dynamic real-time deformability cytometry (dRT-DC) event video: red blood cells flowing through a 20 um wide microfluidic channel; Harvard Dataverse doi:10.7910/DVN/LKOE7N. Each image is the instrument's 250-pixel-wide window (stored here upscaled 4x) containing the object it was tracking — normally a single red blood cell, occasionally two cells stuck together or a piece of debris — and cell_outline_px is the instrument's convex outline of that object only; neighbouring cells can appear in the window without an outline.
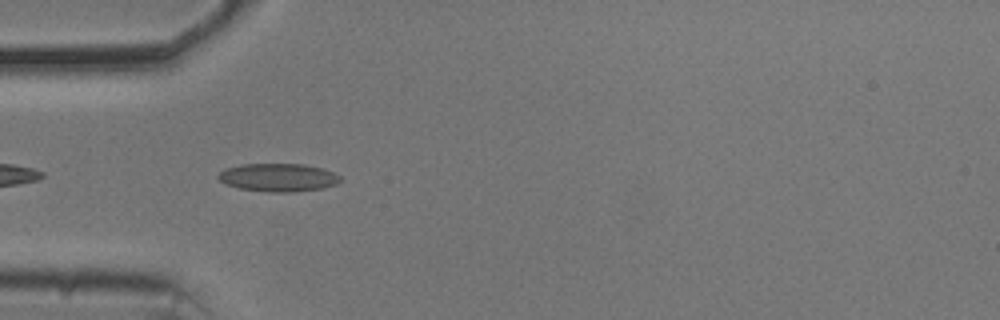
{"species": "common noctule bat (a hibernating species)", "species_latin": "Nyctalus noctula", "temperature_condition": "cold", "stored_images_in_passage": 41, "camera_frame_rate_fps": 3000, "um_per_image_px": 0.085, "animal": {"sex": "male", "body_mass_g": 20.5, "forearm_length_mm": 52.5}, "frame": {"image": 1, "passage_image": 3, "time_ms": 0.667, "image_size_px": [1000, 320], "cell_outline_px": [[340, 180], [336, 184], [320, 188], [296, 192], [268, 192], [240, 188], [228, 184], [220, 180], [216, 176], [224, 168], [240, 164], [304, 164], [320, 168], [332, 172], [340, 176]], "centroid_in_image_um": [23.62, 15.08], "position_along_channel_um": 61.4, "area_um2": 19.83}}
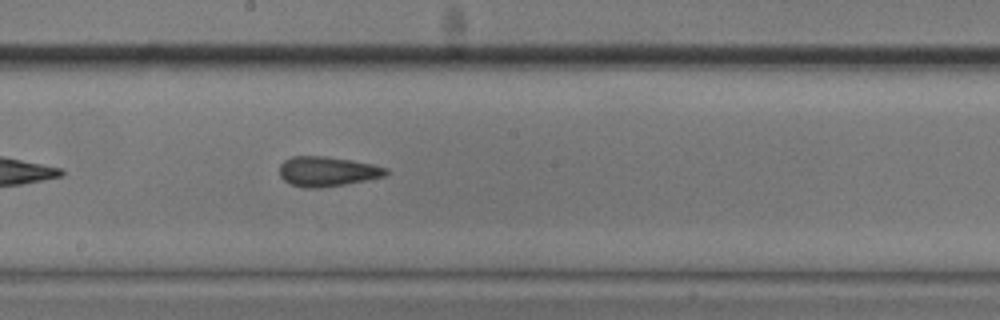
{"frame": {"image": 2, "passage_image": 16, "time_ms": 5.0, "image_size_px": [1000, 320], "cell_outline_px": [[388, 172], [384, 176], [368, 180], [320, 188], [304, 188], [292, 184], [284, 180], [280, 176], [280, 164], [284, 160], [292, 156], [324, 156], [372, 164], [388, 168]], "centroid_in_image_um": [27.8, 14.57], "position_along_channel_um": 220.4, "area_um2": 18.38}}
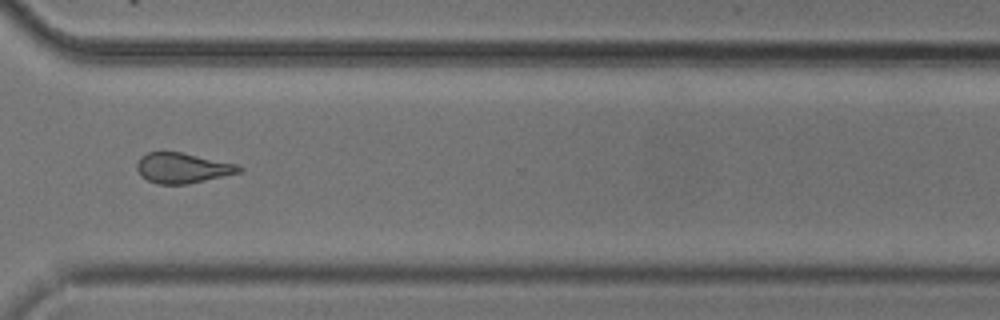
{"frame": {"image": 3, "passage_image": 27, "time_ms": 8.667, "image_size_px": [1000, 320], "cell_outline_px": [[244, 168], [240, 172], [188, 184], [160, 184], [148, 180], [140, 176], [136, 168], [136, 164], [140, 156], [148, 152], [184, 152], [236, 164]], "centroid_in_image_um": [15.48, 14.27], "position_along_channel_um": 355.1, "area_um2": 18.03}, "authors_computed_cell_mechanics": {"area_um2": 18.3804, "velocity_mm_per_s": 3.6861, "shape_relaxation_time_tau1_ms": null, "shape_relaxation_time_tau2_ms": 2.9842, "deformation_change_tau1": null, "deformation_change_tau2": 0.063}}